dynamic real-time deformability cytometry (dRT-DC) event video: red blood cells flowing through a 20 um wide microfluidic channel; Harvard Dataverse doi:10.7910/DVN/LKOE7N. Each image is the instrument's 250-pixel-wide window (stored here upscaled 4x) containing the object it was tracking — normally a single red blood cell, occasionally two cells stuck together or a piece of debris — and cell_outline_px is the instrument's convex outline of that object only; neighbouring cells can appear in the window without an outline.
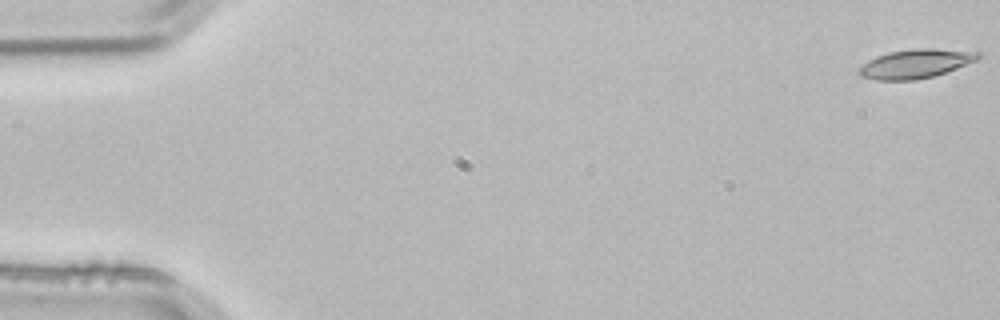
{"species": "common noctule bat (a hibernating species)", "species_latin": "Nyctalus noctula", "temperature_condition": "room temperature", "stored_images_in_passage": 3, "segment_of_instrument_passage": [2, 2], "camera_frame_rate_fps": 3000, "um_per_image_px": 0.085, "animal": {"sex": "male", "body_mass_g": 21.5, "forearm_length_mm": 52.0}, "frame": {"image": 1, "passage_image": 3, "time_ms": 0.667, "image_size_px": [1000, 320], "cell_outline_px": [[984, 56], [976, 60], [956, 68], [932, 76], [916, 80], [876, 80], [860, 76], [856, 72], [868, 60], [876, 56], [888, 52], [916, 48], [932, 48], [980, 52]], "centroid_in_image_um": [77.81, 5.41], "position_along_channel_um": 7.2, "area_um2": 20.06}}